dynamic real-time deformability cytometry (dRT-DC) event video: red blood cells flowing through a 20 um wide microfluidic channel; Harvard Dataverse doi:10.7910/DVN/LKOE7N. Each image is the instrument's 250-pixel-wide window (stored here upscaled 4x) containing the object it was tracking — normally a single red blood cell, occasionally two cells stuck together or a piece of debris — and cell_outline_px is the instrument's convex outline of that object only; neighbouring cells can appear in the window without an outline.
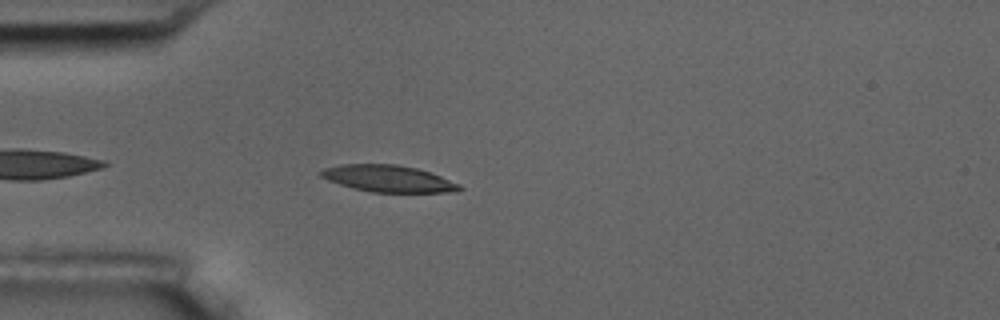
{"species": "common noctule bat (a hibernating species)", "species_latin": "Nyctalus noctula", "temperature_condition": "room temperature", "stored_images_in_passage": 44, "camera_frame_rate_fps": 3000, "um_per_image_px": 0.085, "animal": {"sex": "male", "body_mass_g": 17.5, "forearm_length_mm": 52.3}, "frame": {"image": 1, "passage_image": 4, "time_ms": 1.0, "image_size_px": [1000, 320], "cell_outline_px": [[464, 188], [456, 192], [372, 192], [340, 184], [328, 180], [320, 176], [316, 172], [324, 168], [340, 164], [396, 164], [416, 168], [440, 176], [460, 184]], "centroid_in_image_um": [32.99, 15.17], "position_along_channel_um": 52.0, "area_um2": 21.5}}
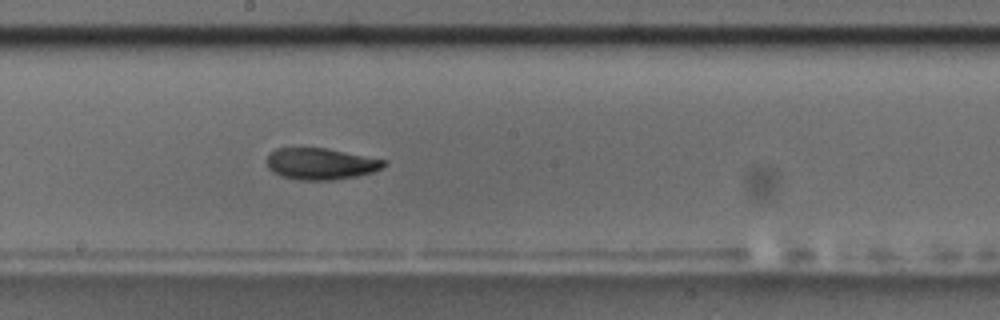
{"frame": {"image": 2, "passage_image": 19, "time_ms": 6.0, "image_size_px": [1000, 320], "cell_outline_px": [[388, 164], [372, 172], [356, 176], [332, 180], [300, 180], [280, 176], [272, 172], [268, 168], [264, 160], [268, 152], [276, 148], [328, 148], [388, 160]], "centroid_in_image_um": [27.22, 13.91], "position_along_channel_um": 221.0, "area_um2": 21.91}}
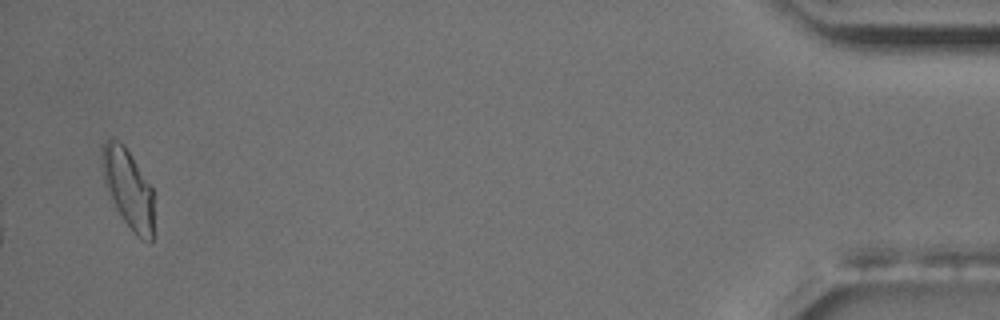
{"frame": {"image": 3, "passage_image": 43, "time_ms": 14.0, "image_size_px": [1000, 320], "cell_outline_px": [[152, 240], [148, 244], [140, 240], [132, 232], [108, 196], [104, 184], [100, 164], [100, 144], [112, 136], [124, 144], [152, 188]], "centroid_in_image_um": [10.82, 15.98], "position_along_channel_um": 424.4, "area_um2": 24.39}, "authors_computed_cell_mechanics": {"area_um2": 21.9062, "velocity_mm_per_s": 3.5826, "shape_relaxation_time_tau1_ms": 3.1181, "shape_relaxation_time_tau2_ms": 2.9243, "deformation_change_tau1": 0.1525, "deformation_change_tau2": 0.0909}}